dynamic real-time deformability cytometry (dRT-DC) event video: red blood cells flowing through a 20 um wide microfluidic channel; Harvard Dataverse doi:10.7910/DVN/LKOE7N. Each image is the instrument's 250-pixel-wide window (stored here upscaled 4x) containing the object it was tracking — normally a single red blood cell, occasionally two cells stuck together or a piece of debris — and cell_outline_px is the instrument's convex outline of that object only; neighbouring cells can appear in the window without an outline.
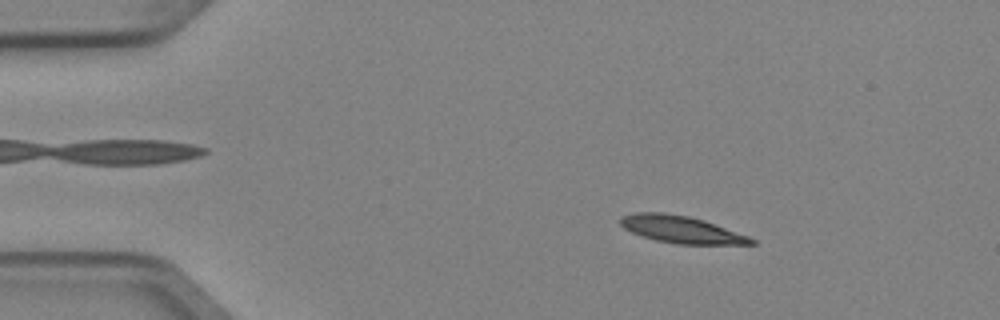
{"species": "Egyptian fruit bat (a non-hibernating species)", "species_latin": "Rousettus aegyptiacus", "temperature_condition": "cold", "stored_images_in_passage": 5, "camera_frame_rate_fps": 3000, "um_per_image_px": 0.085, "animal": {"sex": "female"}, "frame": {"image": 1, "passage_image": 3, "time_ms": 0.667, "image_size_px": [1000, 320], "cell_outline_px": [[756, 244], [680, 244], [656, 240], [640, 236], [624, 228], [620, 224], [620, 216], [636, 212], [660, 212], [688, 216], [704, 220], [748, 236], [756, 240]], "centroid_in_image_um": [57.88, 19.5], "position_along_channel_um": 27.1, "area_um2": 20.58}}
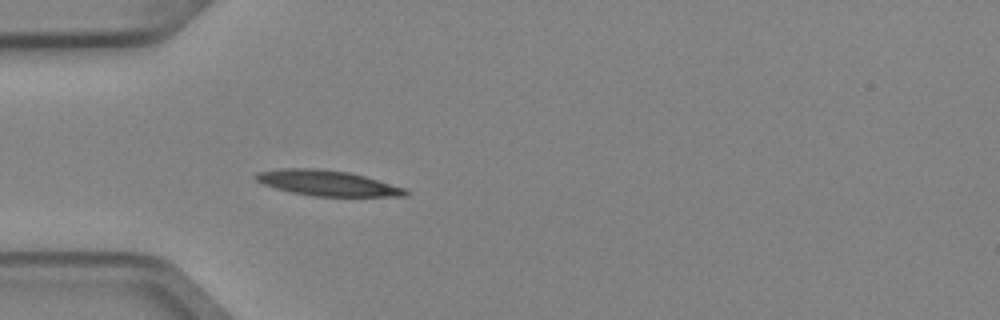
{"frame": {"image": 2, "passage_image": 5, "time_ms": 1.333, "image_size_px": [1000, 320], "cell_outline_px": [[412, 192], [408, 196], [312, 196], [292, 192], [276, 188], [264, 184], [256, 180], [252, 176], [256, 172], [284, 168], [316, 168], [348, 172], [364, 176], [404, 188]], "centroid_in_image_um": [27.81, 15.56], "position_along_channel_um": 57.2, "area_um2": 22.08}}